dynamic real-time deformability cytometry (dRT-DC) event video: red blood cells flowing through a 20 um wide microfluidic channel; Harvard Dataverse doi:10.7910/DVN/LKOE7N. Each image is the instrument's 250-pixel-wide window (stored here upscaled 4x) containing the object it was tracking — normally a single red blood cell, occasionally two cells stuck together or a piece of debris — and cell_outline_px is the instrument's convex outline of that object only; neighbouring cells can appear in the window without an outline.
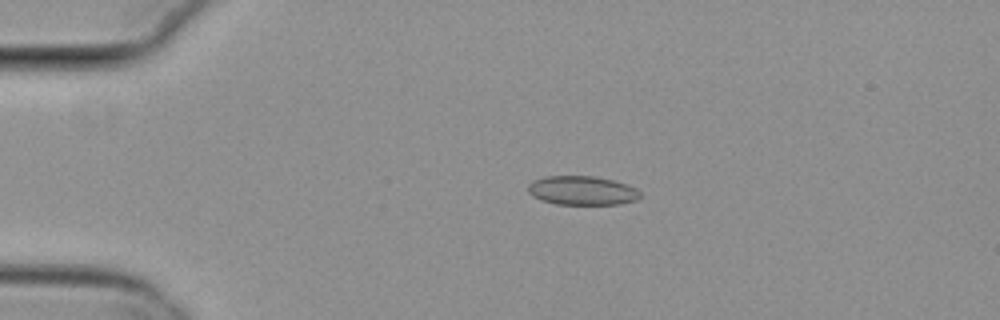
{"species": "common noctule bat (a hibernating species)", "species_latin": "Nyctalus noctula", "temperature_condition": "cold", "stored_images_in_passage": 6, "camera_frame_rate_fps": 3000, "um_per_image_px": 0.085, "animal": {"sex": "female", "body_mass_g": 29.2, "forearm_length_mm": 56.3}, "frame": {"image": 1, "passage_image": 4, "time_ms": 1.0, "image_size_px": [1000, 320], "cell_outline_px": [[640, 196], [636, 200], [620, 204], [556, 204], [540, 200], [532, 196], [528, 192], [528, 184], [532, 180], [544, 176], [596, 176], [628, 184], [636, 188], [640, 192]], "centroid_in_image_um": [49.45, 16.19], "position_along_channel_um": 35.5, "area_um2": 19.13}}
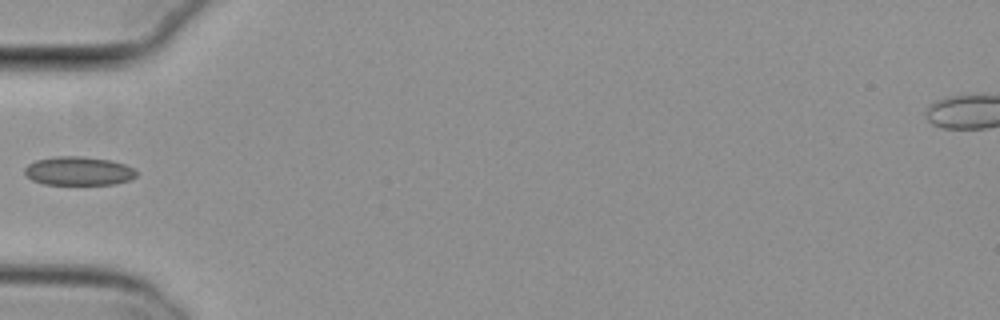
{"frame": {"image": 2, "passage_image": 6, "time_ms": 1.667, "image_size_px": [1000, 320], "cell_outline_px": [[136, 176], [128, 180], [116, 184], [44, 184], [32, 180], [24, 172], [24, 168], [28, 164], [36, 160], [56, 156], [84, 156], [112, 160], [136, 168]], "centroid_in_image_um": [6.69, 14.52], "position_along_channel_um": 78.3, "area_um2": 18.79}}